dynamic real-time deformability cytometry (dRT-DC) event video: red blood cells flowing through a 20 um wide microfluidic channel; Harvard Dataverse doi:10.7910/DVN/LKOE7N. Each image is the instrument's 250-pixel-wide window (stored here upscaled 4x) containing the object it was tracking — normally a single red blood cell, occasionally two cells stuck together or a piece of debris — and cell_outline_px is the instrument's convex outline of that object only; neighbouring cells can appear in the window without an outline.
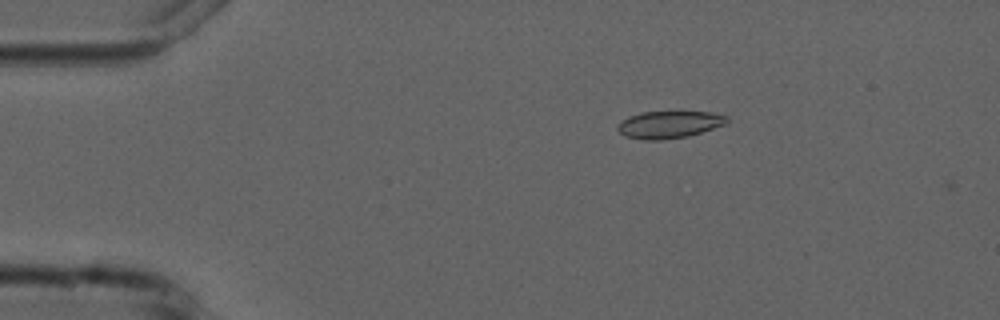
{"species": "common noctule bat (a hibernating species)", "species_latin": "Nyctalus noctula", "temperature_condition": "cold", "stored_images_in_passage": 5, "camera_frame_rate_fps": 3000, "um_per_image_px": 0.085, "animal": {"sex": "male", "forearm_length_mm": 52.5}, "frame": {"image": 1, "passage_image": 3, "time_ms": 2.333, "image_size_px": [1000, 320], "cell_outline_px": [[728, 120], [724, 124], [688, 136], [660, 140], [644, 140], [624, 136], [616, 128], [616, 124], [620, 120], [628, 116], [640, 112], [712, 112], [728, 116]], "centroid_in_image_um": [56.8, 10.58], "position_along_channel_um": 28.2, "area_um2": 17.34}}